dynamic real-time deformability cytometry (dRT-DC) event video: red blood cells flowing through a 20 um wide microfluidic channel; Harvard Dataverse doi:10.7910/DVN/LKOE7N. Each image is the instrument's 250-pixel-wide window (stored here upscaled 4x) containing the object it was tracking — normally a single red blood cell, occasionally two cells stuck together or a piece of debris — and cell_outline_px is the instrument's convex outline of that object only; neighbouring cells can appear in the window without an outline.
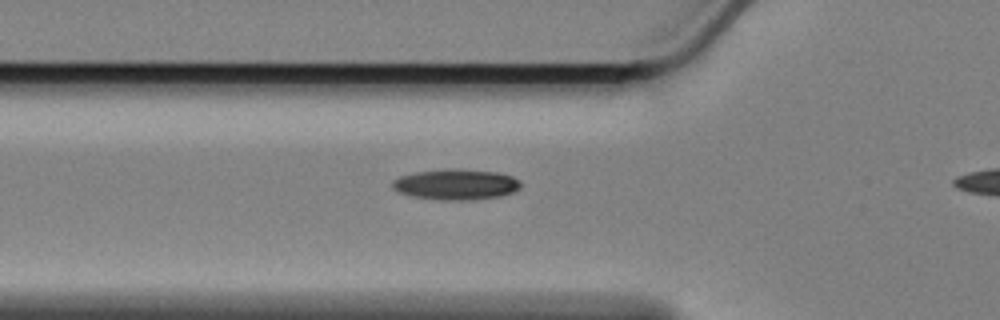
{"species": "Egyptian fruit bat (a non-hibernating species)", "species_latin": "Rousettus aegyptiacus", "temperature_condition": "cold", "stored_images_in_passage": 4, "camera_frame_rate_fps": 3000, "um_per_image_px": 0.085, "animal": {"sex": "female"}, "frame": {"image": 1, "passage_image": 2, "time_ms": 0.333, "image_size_px": [1000, 320], "cell_outline_px": [[520, 188], [512, 192], [500, 196], [472, 200], [440, 200], [416, 196], [400, 192], [392, 188], [392, 180], [400, 176], [416, 172], [444, 168], [460, 168], [496, 172], [512, 176], [520, 180]], "centroid_in_image_um": [38.77, 15.66], "position_along_channel_um": 87.0, "area_um2": 23.0}}